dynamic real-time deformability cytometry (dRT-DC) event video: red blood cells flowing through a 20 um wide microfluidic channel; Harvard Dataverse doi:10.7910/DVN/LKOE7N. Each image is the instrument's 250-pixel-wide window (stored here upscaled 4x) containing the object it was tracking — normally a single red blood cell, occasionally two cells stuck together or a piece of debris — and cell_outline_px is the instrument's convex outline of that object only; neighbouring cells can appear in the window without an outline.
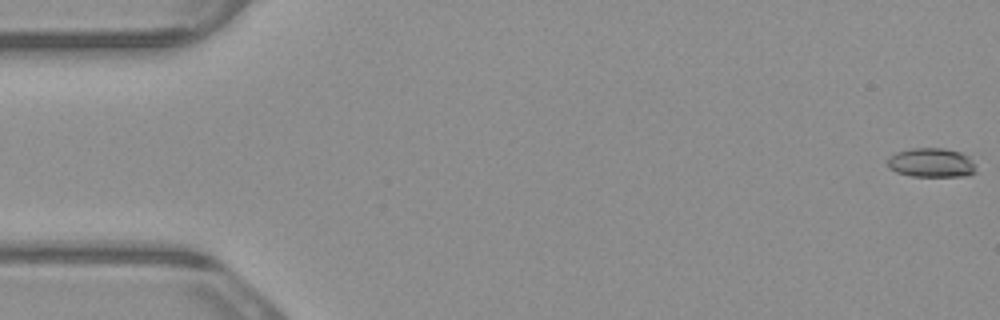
{"species": "common noctule bat (a hibernating species)", "species_latin": "Nyctalus noctula", "temperature_condition": "warm", "stored_images_in_passage": 6, "camera_frame_rate_fps": 3000, "um_per_image_px": 0.085, "animal": {"sex": "male", "body_mass_g": 23.1, "forearm_length_mm": 52.7}, "frame": {"image": 1, "passage_image": 1, "time_ms": 0.0, "image_size_px": [1000, 320], "cell_outline_px": [[976, 172], [968, 176], [912, 176], [896, 172], [888, 168], [888, 156], [896, 152], [912, 148], [944, 148], [960, 152], [968, 156], [976, 164]], "centroid_in_image_um": [79.18, 13.83], "position_along_channel_um": 5.8, "area_um2": 15.26}}
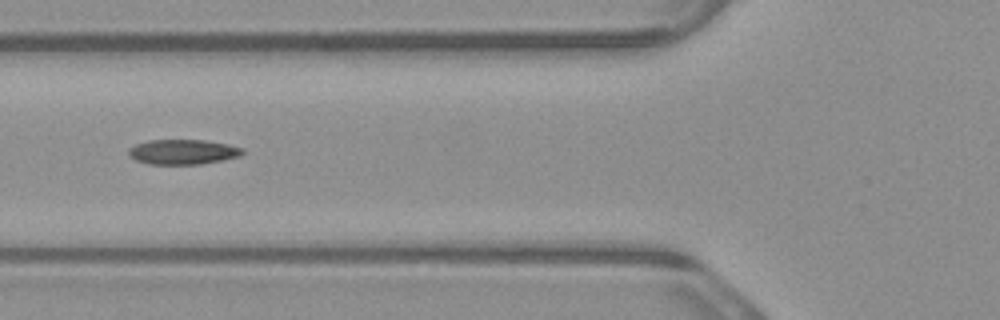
{"frame": {"image": 2, "passage_image": 5, "time_ms": 1.333, "image_size_px": [1000, 320], "cell_outline_px": [[244, 152], [240, 156], [200, 164], [148, 164], [136, 160], [128, 156], [128, 148], [136, 144], [148, 140], [204, 140], [228, 144], [244, 148]], "centroid_in_image_um": [15.52, 12.9], "position_along_channel_um": 110.3, "area_um2": 16.59}}
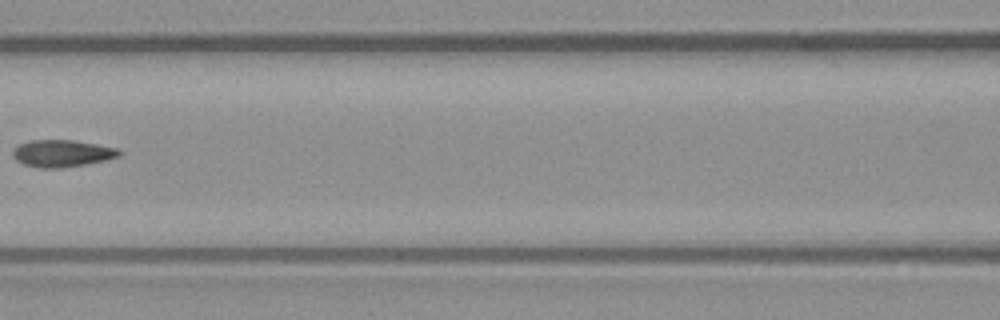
{"frame": {"image": 3, "passage_image": 6, "time_ms": 1.667, "image_size_px": [1000, 320], "cell_outline_px": [[120, 156], [104, 160], [84, 164], [60, 168], [40, 168], [24, 164], [16, 160], [12, 156], [12, 152], [20, 144], [28, 140], [72, 140], [96, 144], [116, 148], [120, 152]], "centroid_in_image_um": [5.24, 13.03], "position_along_channel_um": 161.4, "area_um2": 16.53}}